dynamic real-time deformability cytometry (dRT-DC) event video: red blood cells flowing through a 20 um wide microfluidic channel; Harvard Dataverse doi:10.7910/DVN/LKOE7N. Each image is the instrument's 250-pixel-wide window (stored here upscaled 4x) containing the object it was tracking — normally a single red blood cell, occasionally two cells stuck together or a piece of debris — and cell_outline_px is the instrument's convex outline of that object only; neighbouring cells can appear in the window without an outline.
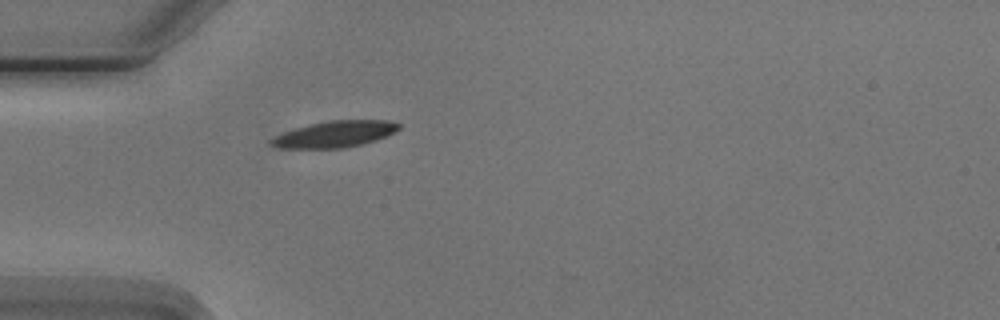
{"species": "Egyptian fruit bat (a non-hibernating species)", "species_latin": "Rousettus aegyptiacus", "temperature_condition": "cold", "stored_images_in_passage": 3, "camera_frame_rate_fps": 3000, "um_per_image_px": 0.085, "animal": {"sex": "male"}, "frame": {"image": 1, "passage_image": 3, "time_ms": 2.667, "image_size_px": [1000, 320], "cell_outline_px": [[400, 128], [376, 140], [364, 144], [344, 148], [276, 148], [268, 144], [268, 140], [284, 132], [308, 124], [328, 120], [388, 120], [400, 124]], "centroid_in_image_um": [28.41, 11.4], "position_along_channel_um": 56.6, "area_um2": 19.65}}